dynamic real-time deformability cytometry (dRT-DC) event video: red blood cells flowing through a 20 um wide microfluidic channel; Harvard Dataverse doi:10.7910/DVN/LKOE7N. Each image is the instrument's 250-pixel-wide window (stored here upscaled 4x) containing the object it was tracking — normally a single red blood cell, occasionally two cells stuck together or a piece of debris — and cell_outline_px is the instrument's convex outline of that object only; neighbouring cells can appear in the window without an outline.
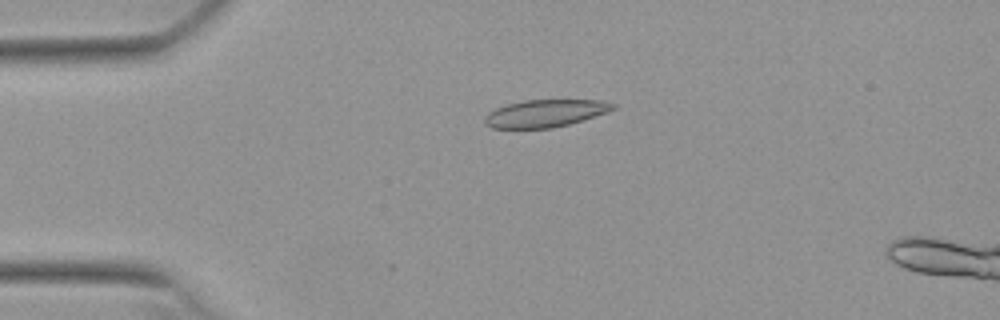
{"species": "Egyptian fruit bat (a non-hibernating species)", "species_latin": "Rousettus aegyptiacus", "temperature_condition": "warm", "stored_images_in_passage": 46, "camera_frame_rate_fps": 3000, "um_per_image_px": 0.085, "animal": {"sex": "female"}, "frame": {"image": 1, "passage_image": 10, "time_ms": 3.0, "image_size_px": [1000, 320], "cell_outline_px": [[616, 108], [608, 112], [568, 124], [552, 128], [492, 128], [484, 124], [484, 116], [488, 112], [496, 108], [508, 104], [524, 100], [600, 100], [616, 104]], "centroid_in_image_um": [46.33, 9.63], "position_along_channel_um": 38.7, "area_um2": 20.46}}
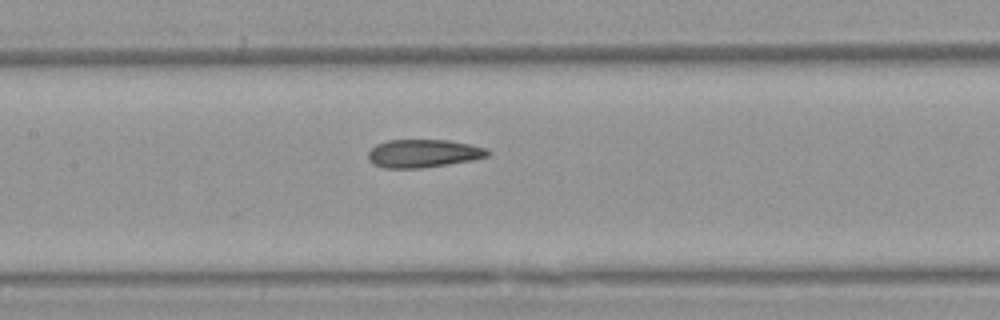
{"frame": {"image": 2, "passage_image": 23, "time_ms": 7.333, "image_size_px": [1000, 320], "cell_outline_px": [[492, 152], [488, 156], [472, 160], [424, 168], [384, 168], [372, 164], [368, 160], [368, 152], [376, 144], [388, 140], [448, 140], [488, 148]], "centroid_in_image_um": [35.98, 13.04], "position_along_channel_um": 171.4, "area_um2": 19.71}}
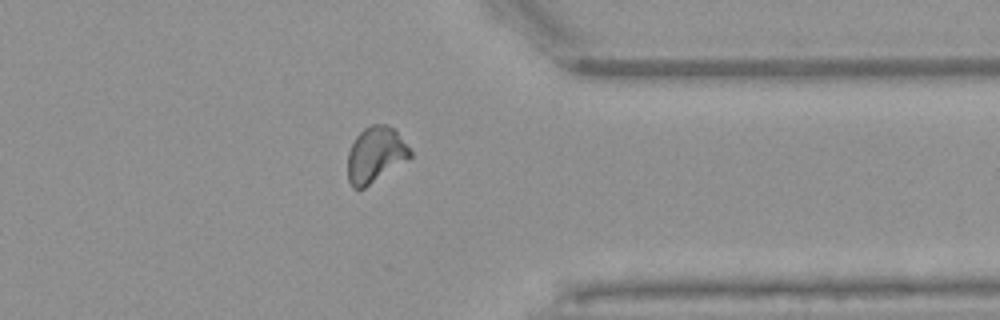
{"frame": {"image": 3, "passage_image": 40, "time_ms": 13.0, "image_size_px": [1000, 320], "cell_outline_px": [[412, 156], [408, 160], [364, 188], [352, 188], [348, 180], [348, 152], [356, 136], [364, 128], [372, 124], [388, 124], [396, 132], [412, 152]], "centroid_in_image_um": [31.9, 13.15], "position_along_channel_um": 379.5, "area_um2": 20.11}, "authors_computed_cell_mechanics": {"area_um2": 20.1433, "velocity_mm_per_s": 3.8197, "shape_relaxation_time_tau1_ms": null, "shape_relaxation_time_tau2_ms": 2.1253, "deformation_change_tau1": null, "deformation_change_tau2": 0.0713}}